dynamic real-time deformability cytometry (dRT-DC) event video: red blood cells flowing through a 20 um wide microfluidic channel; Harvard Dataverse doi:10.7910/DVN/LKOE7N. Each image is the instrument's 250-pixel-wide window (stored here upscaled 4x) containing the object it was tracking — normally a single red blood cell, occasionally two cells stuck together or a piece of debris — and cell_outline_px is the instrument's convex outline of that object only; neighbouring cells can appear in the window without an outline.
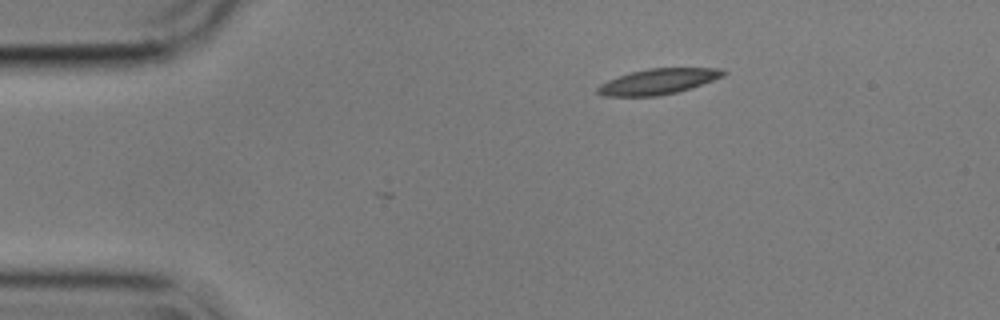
{"species": "common noctule bat (a hibernating species)", "species_latin": "Nyctalus noctula", "temperature_condition": "cold", "stored_images_in_passage": 2, "camera_frame_rate_fps": 3000, "um_per_image_px": 0.085, "animal": {"sex": "male", "body_mass_g": 17.9}, "frame": {"image": 1, "passage_image": 2, "time_ms": 0.333, "image_size_px": [1000, 320], "cell_outline_px": [[728, 72], [724, 76], [676, 92], [656, 96], [600, 96], [596, 92], [596, 88], [600, 84], [608, 80], [628, 72], [648, 68], [720, 68]], "centroid_in_image_um": [55.88, 6.92], "position_along_channel_um": 29.1, "area_um2": 18.67}}